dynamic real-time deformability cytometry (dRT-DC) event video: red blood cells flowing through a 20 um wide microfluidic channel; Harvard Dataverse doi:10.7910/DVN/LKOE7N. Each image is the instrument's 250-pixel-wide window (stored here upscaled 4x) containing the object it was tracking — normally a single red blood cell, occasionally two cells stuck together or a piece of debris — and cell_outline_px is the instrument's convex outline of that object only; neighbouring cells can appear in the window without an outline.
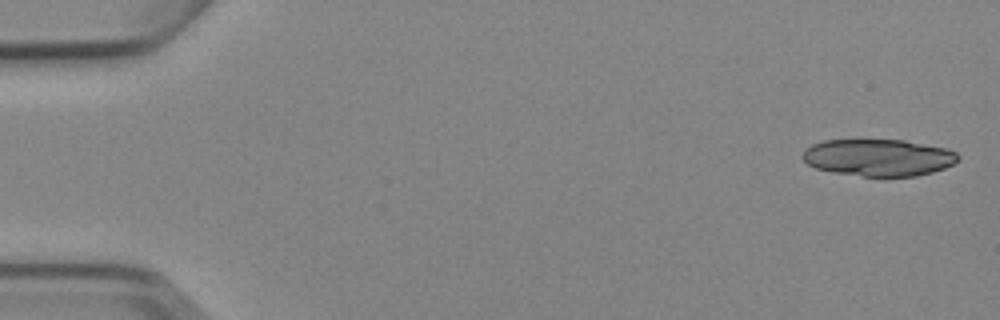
{"species": "Egyptian fruit bat (a non-hibernating species)", "species_latin": "Rousettus aegyptiacus", "temperature_condition": "cold", "stored_images_in_passage": 6, "camera_frame_rate_fps": 3000, "um_per_image_px": 0.085, "animal": {"sex": "female"}, "frame": {"image": 1, "passage_image": 1, "time_ms": 0.0, "image_size_px": [1000, 320], "cell_outline_px": [[960, 156], [952, 164], [944, 168], [932, 172], [916, 176], [860, 176], [832, 172], [816, 168], [808, 164], [800, 156], [804, 148], [812, 144], [824, 140], [904, 140], [944, 148], [956, 152]], "centroid_in_image_um": [74.61, 13.39], "position_along_channel_um": 10.4, "area_um2": 33.47}}